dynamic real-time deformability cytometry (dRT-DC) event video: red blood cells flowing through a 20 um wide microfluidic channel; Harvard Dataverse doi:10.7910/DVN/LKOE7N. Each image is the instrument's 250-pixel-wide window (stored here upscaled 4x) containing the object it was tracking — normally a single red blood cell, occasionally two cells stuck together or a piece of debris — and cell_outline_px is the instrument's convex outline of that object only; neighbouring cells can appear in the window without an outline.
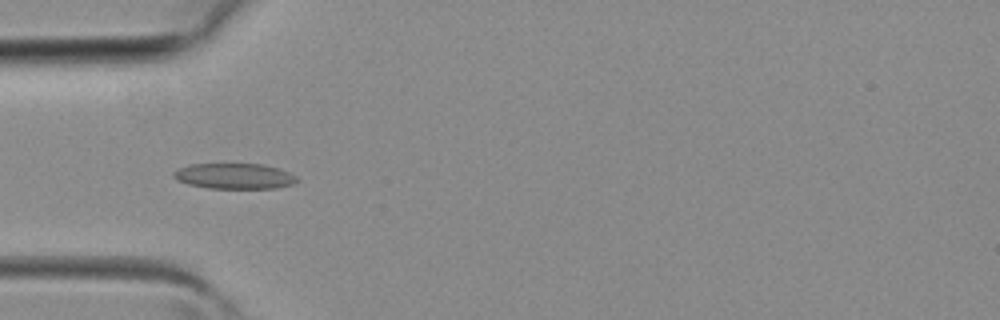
{"species": "common noctule bat (a hibernating species)", "species_latin": "Nyctalus noctula", "temperature_condition": "room temperature", "stored_images_in_passage": 30, "camera_frame_rate_fps": 3000, "um_per_image_px": 0.085, "animal": {"sex": "female", "body_mass_g": 19.3, "forearm_length_mm": 54.1}, "frame": {"image": 1, "passage_image": 6, "time_ms": 1.667, "image_size_px": [1000, 320], "cell_outline_px": [[300, 180], [292, 184], [276, 188], [208, 188], [188, 184], [176, 180], [172, 176], [172, 172], [176, 168], [192, 164], [264, 164], [280, 168], [296, 176]], "centroid_in_image_um": [19.9, 14.96], "position_along_channel_um": 65.1, "area_um2": 18.55}}
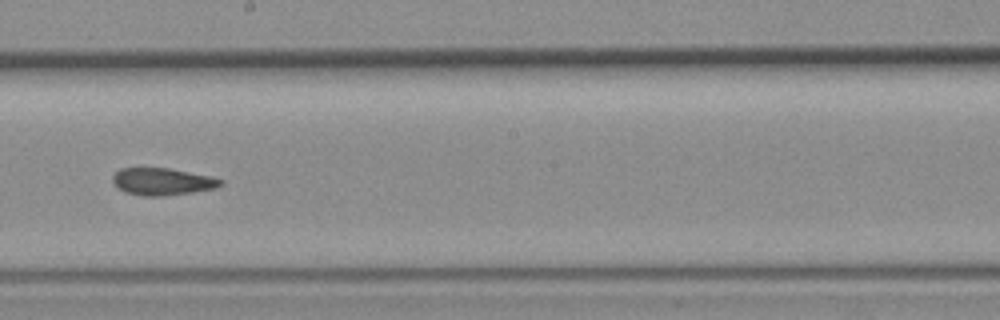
{"frame": {"image": 2, "passage_image": 16, "time_ms": 5.0, "image_size_px": [1000, 320], "cell_outline_px": [[224, 184], [216, 188], [192, 192], [160, 196], [144, 196], [124, 192], [116, 188], [112, 180], [112, 176], [120, 168], [168, 168], [212, 176], [224, 180]], "centroid_in_image_um": [13.8, 15.43], "position_along_channel_um": 234.4, "area_um2": 17.22}}
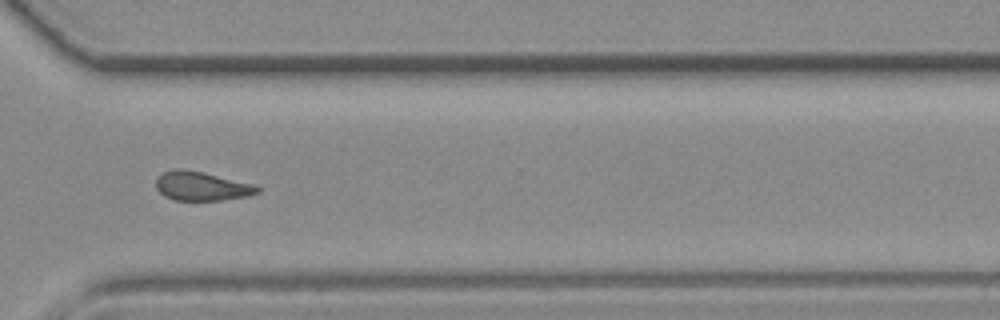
{"frame": {"image": 3, "passage_image": 23, "time_ms": 7.333, "image_size_px": [1000, 320], "cell_outline_px": [[260, 192], [248, 196], [220, 200], [176, 200], [164, 196], [156, 188], [156, 180], [164, 172], [176, 168], [180, 168], [204, 172], [252, 184], [260, 188]], "centroid_in_image_um": [17.13, 15.82], "position_along_channel_um": 353.5, "area_um2": 16.99}}